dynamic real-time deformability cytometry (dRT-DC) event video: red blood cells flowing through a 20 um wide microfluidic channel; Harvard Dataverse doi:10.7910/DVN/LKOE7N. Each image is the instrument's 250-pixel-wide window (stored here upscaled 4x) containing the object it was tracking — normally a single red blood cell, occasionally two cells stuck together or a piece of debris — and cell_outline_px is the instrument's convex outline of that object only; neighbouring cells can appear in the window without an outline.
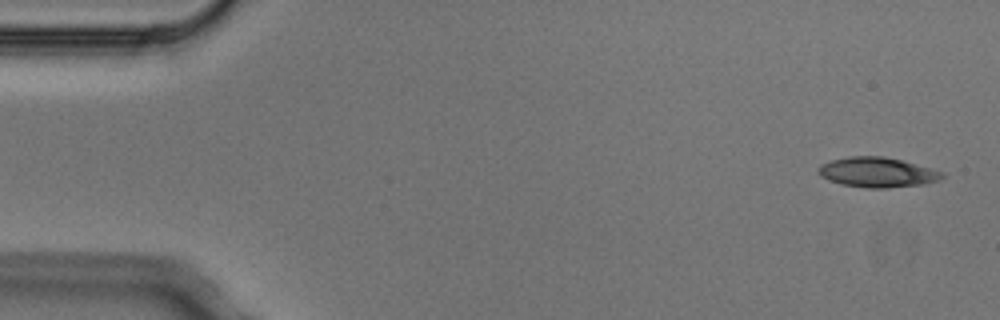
{"species": "Egyptian fruit bat (a non-hibernating species)", "species_latin": "Rousettus aegyptiacus", "temperature_condition": "cold", "stored_images_in_passage": 7, "camera_frame_rate_fps": 3000, "um_per_image_px": 0.085, "animal": {"sex": "male"}, "frame": {"image": 1, "passage_image": 1, "time_ms": 0.0, "image_size_px": [1000, 320], "cell_outline_px": [[944, 176], [940, 180], [924, 184], [888, 188], [868, 188], [840, 184], [828, 180], [820, 176], [816, 172], [816, 168], [820, 164], [832, 160], [848, 156], [884, 156], [900, 160], [944, 172]], "centroid_in_image_um": [74.52, 14.65], "position_along_channel_um": 10.5, "area_um2": 21.73}}
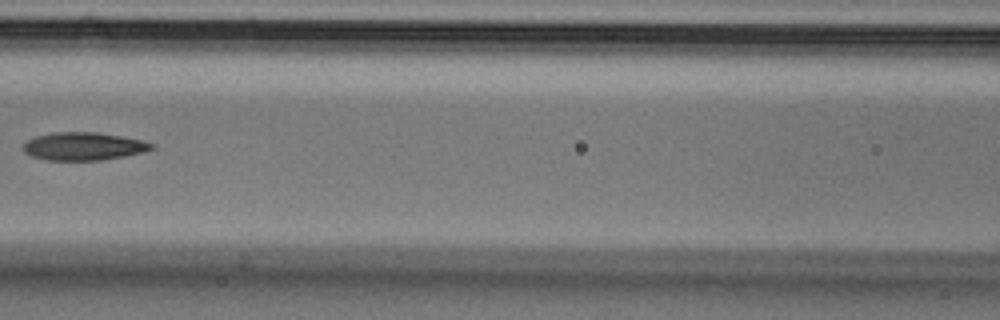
{"frame": {"image": 2, "passage_image": 6, "time_ms": 1.667, "image_size_px": [1000, 320], "cell_outline_px": [[156, 148], [144, 152], [124, 156], [100, 160], [44, 160], [32, 156], [24, 152], [20, 148], [28, 140], [36, 136], [52, 132], [96, 132], [120, 136], [140, 140], [152, 144]], "centroid_in_image_um": [7.06, 12.44], "position_along_channel_um": 159.5, "area_um2": 20.87}}
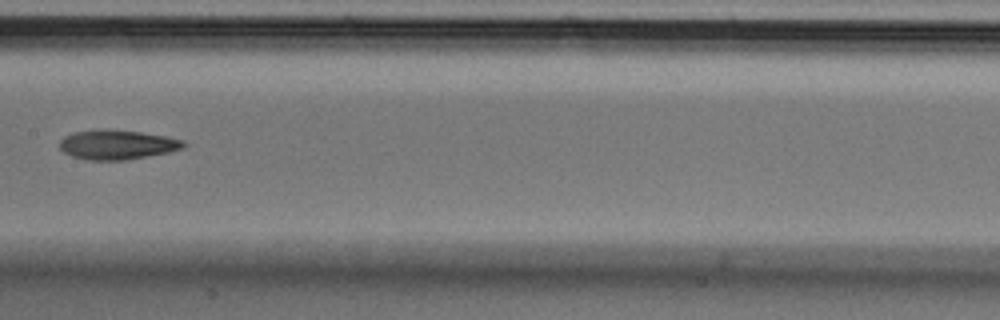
{"frame": {"image": 3, "passage_image": 7, "time_ms": 2.0, "image_size_px": [1000, 320], "cell_outline_px": [[188, 144], [180, 148], [168, 152], [148, 156], [124, 160], [84, 160], [72, 156], [64, 152], [60, 148], [60, 140], [64, 136], [72, 132], [104, 128], [108, 128], [140, 132], [164, 136], [184, 140]], "centroid_in_image_um": [9.92, 12.28], "position_along_channel_um": 197.5, "area_um2": 21.44}}